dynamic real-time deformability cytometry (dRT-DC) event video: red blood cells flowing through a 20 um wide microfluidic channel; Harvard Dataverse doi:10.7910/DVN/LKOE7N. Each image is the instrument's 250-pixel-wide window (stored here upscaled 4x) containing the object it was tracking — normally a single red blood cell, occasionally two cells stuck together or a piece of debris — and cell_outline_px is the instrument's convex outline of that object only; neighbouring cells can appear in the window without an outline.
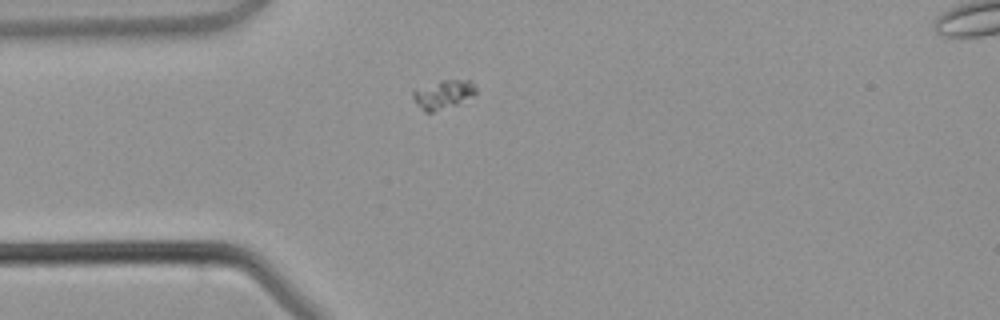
{"species": "common noctule bat (a hibernating species)", "species_latin": "Nyctalus noctula", "temperature_condition": "warm", "stored_images_in_passage": 1, "camera_frame_rate_fps": 3000, "um_per_image_px": 0.085, "animal": {"sex": "male", "body_mass_g": 21.5, "forearm_length_mm": 52.0}, "frame": {"image": 1, "passage_image": 1, "time_ms": 0.0, "image_size_px": [1000, 320], "cell_outline_px": [[476, 92], [472, 96], [456, 104], [432, 112], [424, 112], [412, 100], [412, 88], [440, 80], [468, 80], [476, 84]], "centroid_in_image_um": [37.6, 8.0], "position_along_channel_um": 47.4, "area_um2": 10.75}}